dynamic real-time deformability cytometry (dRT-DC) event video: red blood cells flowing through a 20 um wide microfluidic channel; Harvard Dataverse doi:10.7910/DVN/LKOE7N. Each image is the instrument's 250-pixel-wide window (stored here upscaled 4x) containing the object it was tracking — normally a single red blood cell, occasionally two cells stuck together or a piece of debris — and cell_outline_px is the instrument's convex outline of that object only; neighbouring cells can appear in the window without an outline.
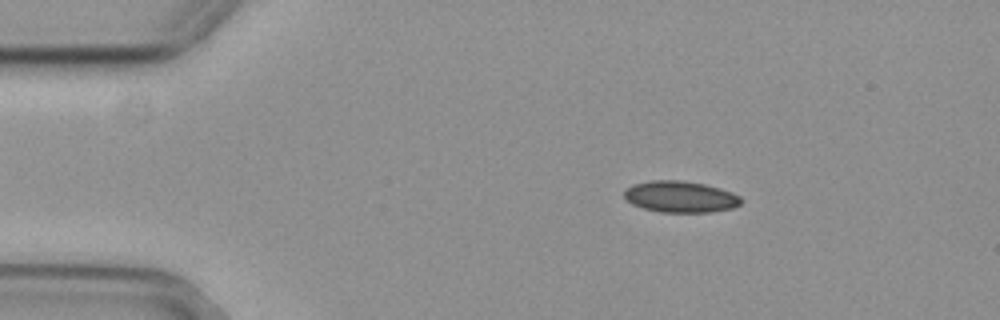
{"species": "common noctule bat (a hibernating species)", "species_latin": "Nyctalus noctula", "temperature_condition": "cold", "stored_images_in_passage": 55, "camera_frame_rate_fps": 3000, "um_per_image_px": 0.085, "animal": {"sex": "female", "body_mass_g": 29.2, "forearm_length_mm": 56.3}, "frame": {"image": 1, "passage_image": 9, "time_ms": 2.667, "image_size_px": [1000, 320], "cell_outline_px": [[740, 204], [732, 208], [712, 212], [660, 212], [644, 208], [632, 204], [624, 196], [624, 192], [632, 184], [652, 180], [680, 180], [704, 184], [720, 188], [732, 192], [740, 196]], "centroid_in_image_um": [57.84, 16.72], "position_along_channel_um": 27.2, "area_um2": 21.27}}
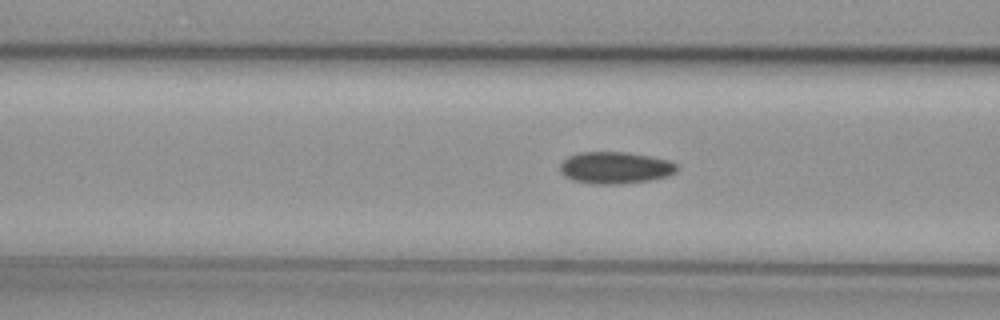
{"frame": {"image": 2, "passage_image": 21, "time_ms": 6.667, "image_size_px": [1000, 320], "cell_outline_px": [[680, 168], [676, 172], [668, 176], [648, 180], [620, 184], [592, 184], [572, 180], [564, 176], [560, 172], [560, 164], [568, 156], [580, 152], [628, 152], [668, 160], [676, 164]], "centroid_in_image_um": [52.28, 14.26], "position_along_channel_um": 114.3, "area_um2": 21.79}}
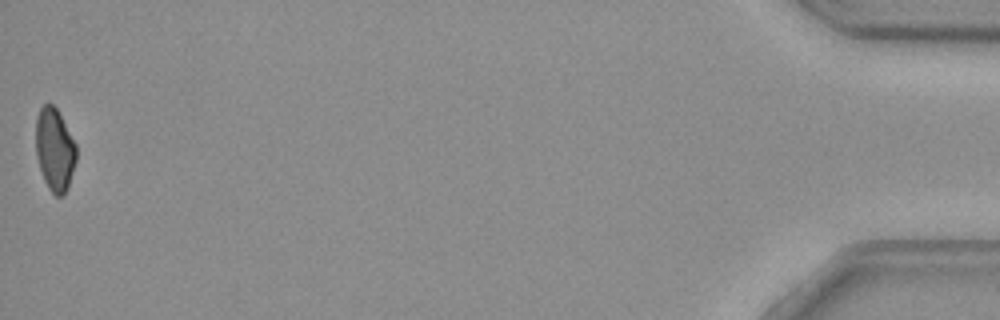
{"frame": {"image": 3, "passage_image": 55, "time_ms": 18.0, "image_size_px": [1000, 320], "cell_outline_px": [[76, 160], [68, 188], [64, 196], [56, 196], [48, 188], [44, 180], [36, 156], [36, 116], [40, 108], [44, 104], [52, 104], [56, 108], [76, 144]], "centroid_in_image_um": [4.64, 12.73], "position_along_channel_um": 430.6, "area_um2": 19.48}, "authors_computed_cell_mechanics": {"area_um2": 21.0392, "velocity_mm_per_s": 3.7133, "shape_relaxation_time_tau1_ms": 9.0523, "shape_relaxation_time_tau2_ms": null, "deformation_change_tau1": 0.1253, "deformation_change_tau2": null}}